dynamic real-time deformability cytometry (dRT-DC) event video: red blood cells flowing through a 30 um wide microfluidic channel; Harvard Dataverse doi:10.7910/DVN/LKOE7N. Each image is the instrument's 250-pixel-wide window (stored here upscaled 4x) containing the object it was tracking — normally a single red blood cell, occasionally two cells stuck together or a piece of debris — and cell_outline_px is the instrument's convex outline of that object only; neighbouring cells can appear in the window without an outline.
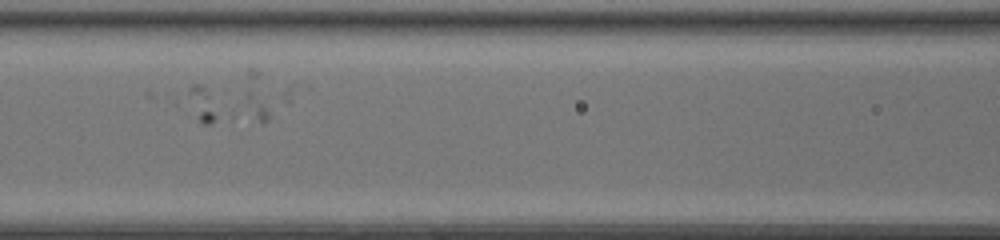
{"species": "common noctule bat (a hibernating species)", "species_latin": "Nyctalus noctula", "temperature_condition": "room temperature", "stored_images_in_passage": 26, "camera_frame_rate_fps": 3000, "um_per_image_px": 0.085, "animal": {"sex": "female", "body_mass_g": 20.0, "forearm_length_mm": 54.0}, "frame": {"image": 1, "passage_image": 6, "time_ms": 1.667, "image_size_px": [1000, 240], "cell_outline_px": [[268, 120], [212, 124], [204, 124], [200, 120], [200, 112], [248, 92], [252, 92], [268, 108]], "centroid_in_image_um": [20.1, 9.42], "position_along_channel_um": 146.5, "area_um2": 10.46}}